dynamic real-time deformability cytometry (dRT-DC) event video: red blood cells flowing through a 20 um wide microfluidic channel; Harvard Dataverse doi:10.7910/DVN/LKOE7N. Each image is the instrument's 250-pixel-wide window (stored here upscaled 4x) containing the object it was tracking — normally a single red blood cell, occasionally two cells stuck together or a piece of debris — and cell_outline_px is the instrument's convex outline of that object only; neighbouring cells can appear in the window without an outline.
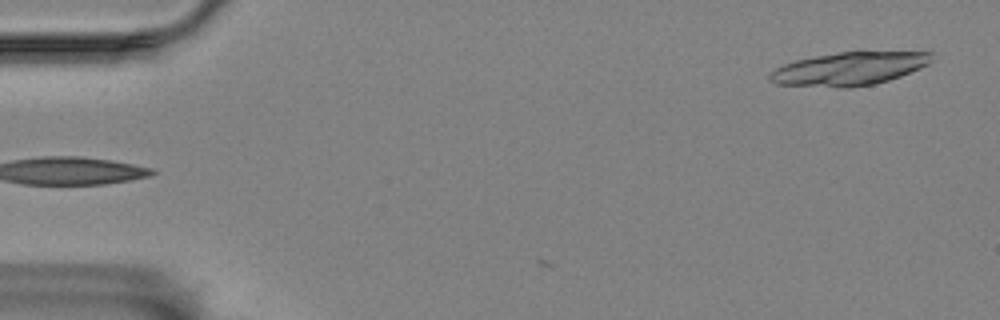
{"species": "Egyptian fruit bat (a non-hibernating species)", "species_latin": "Rousettus aegyptiacus", "temperature_condition": "room temperature", "stored_images_in_passage": 4, "camera_frame_rate_fps": 3000, "um_per_image_px": 0.085, "animal": {"sex": "female"}, "frame": {"image": 1, "passage_image": 4, "time_ms": 1.0, "image_size_px": [1000, 320], "cell_outline_px": [[932, 60], [928, 64], [920, 68], [900, 76], [888, 80], [872, 84], [848, 88], [840, 88], [776, 84], [768, 80], [768, 72], [784, 64], [796, 60], [816, 56], [840, 52], [932, 52]], "centroid_in_image_um": [72.13, 5.85], "position_along_channel_um": 12.9, "area_um2": 31.21}}